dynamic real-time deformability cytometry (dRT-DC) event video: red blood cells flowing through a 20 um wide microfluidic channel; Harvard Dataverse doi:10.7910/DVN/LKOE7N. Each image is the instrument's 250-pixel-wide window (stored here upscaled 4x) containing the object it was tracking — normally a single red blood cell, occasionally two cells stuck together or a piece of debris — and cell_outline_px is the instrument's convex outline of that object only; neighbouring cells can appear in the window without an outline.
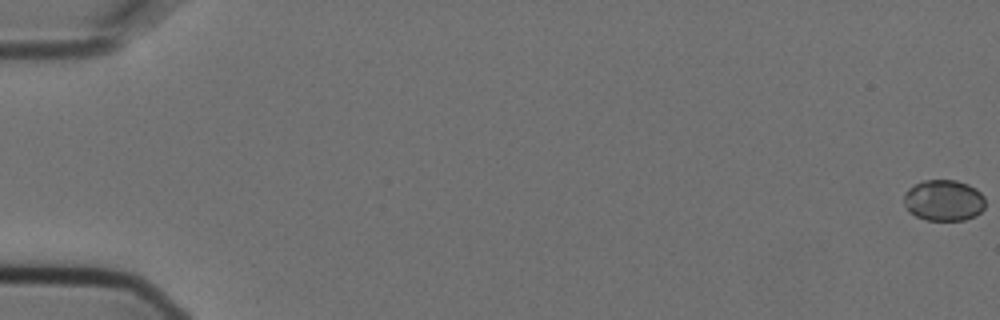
{"species": "Egyptian fruit bat (a non-hibernating species)", "species_latin": "Rousettus aegyptiacus", "temperature_condition": "cold", "stored_images_in_passage": 4, "camera_frame_rate_fps": 3000, "um_per_image_px": 0.085, "animal": {"sex": "female"}, "frame": {"image": 1, "passage_image": 1, "time_ms": 0.0, "image_size_px": [1000, 320], "cell_outline_px": [[984, 208], [976, 216], [964, 220], [928, 220], [916, 216], [908, 212], [904, 204], [904, 196], [908, 188], [924, 180], [956, 180], [968, 184], [976, 188], [984, 196]], "centroid_in_image_um": [80.22, 17.03], "position_along_channel_um": 4.8, "area_um2": 19.59}}